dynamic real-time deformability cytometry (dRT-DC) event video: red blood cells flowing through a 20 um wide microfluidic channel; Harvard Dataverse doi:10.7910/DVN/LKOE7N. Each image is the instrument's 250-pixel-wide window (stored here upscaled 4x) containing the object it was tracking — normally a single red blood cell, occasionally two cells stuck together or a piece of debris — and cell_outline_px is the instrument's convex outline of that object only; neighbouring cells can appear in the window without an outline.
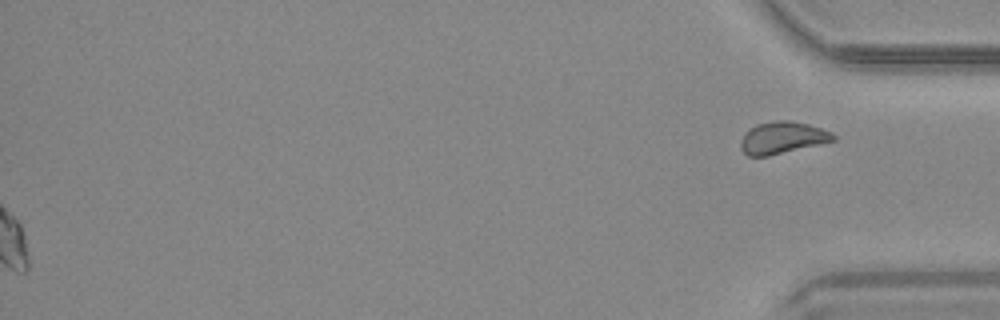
{"species": "common noctule bat (a hibernating species)", "species_latin": "Nyctalus noctula", "temperature_condition": "warm", "stored_images_in_passage": 38, "segment_of_instrument_passage": [2, 2], "camera_frame_rate_fps": 3000, "um_per_image_px": 0.085, "animal": {"sex": "male", "body_mass_g": 20.4}, "frame": {"image": 1, "passage_image": 38, "time_ms": 12.333, "image_size_px": [1000, 320], "cell_outline_px": [[836, 140], [768, 156], [748, 156], [740, 148], [740, 140], [756, 124], [772, 120], [788, 120], [808, 124], [832, 132], [836, 136]], "centroid_in_image_um": [66.51, 11.7], "position_along_channel_um": 368.7, "area_um2": 17.11}}